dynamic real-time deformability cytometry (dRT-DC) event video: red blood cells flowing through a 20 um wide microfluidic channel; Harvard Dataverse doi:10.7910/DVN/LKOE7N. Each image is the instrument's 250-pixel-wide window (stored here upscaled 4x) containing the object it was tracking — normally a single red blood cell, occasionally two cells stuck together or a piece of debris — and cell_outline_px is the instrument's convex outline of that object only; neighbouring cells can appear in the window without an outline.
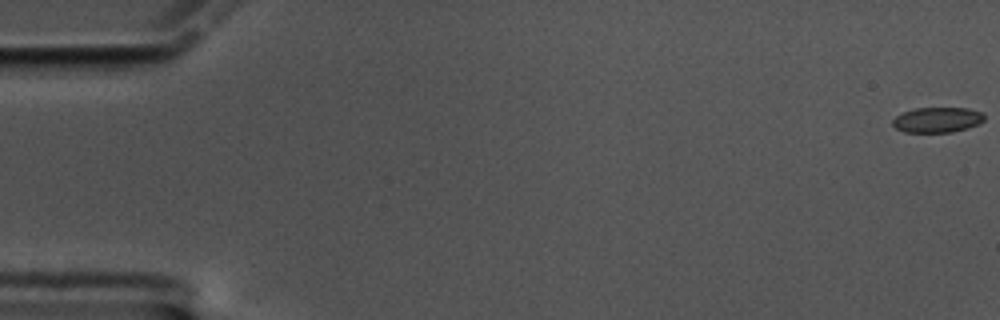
{"species": "common noctule bat (a hibernating species)", "species_latin": "Nyctalus noctula", "temperature_condition": "cold", "stored_images_in_passage": 61, "camera_frame_rate_fps": 3000, "um_per_image_px": 0.085, "animal": {"sex": "male", "body_mass_g": 17.5, "forearm_length_mm": 52.3}, "frame": {"image": 1, "passage_image": 1, "time_ms": 0.0, "image_size_px": [1000, 320], "cell_outline_px": [[984, 120], [968, 128], [952, 132], [904, 132], [896, 128], [892, 124], [892, 120], [896, 116], [904, 112], [916, 108], [968, 108], [980, 112], [984, 116]], "centroid_in_image_um": [79.65, 10.19], "position_along_channel_um": 5.4, "area_um2": 13.35}}
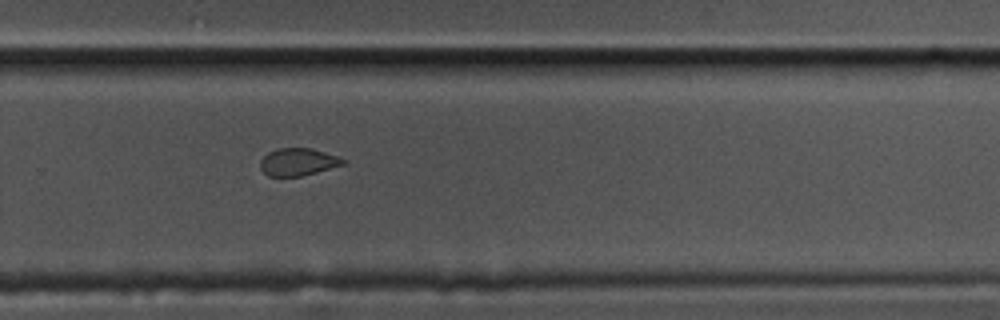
{"frame": {"image": 2, "passage_image": 41, "time_ms": 13.333, "image_size_px": [1000, 320], "cell_outline_px": [[344, 164], [316, 172], [300, 176], [268, 176], [260, 168], [260, 160], [268, 152], [280, 148], [312, 148], [336, 156], [344, 160]], "centroid_in_image_um": [25.28, 13.76], "position_along_channel_um": 304.5, "area_um2": 13.01}}
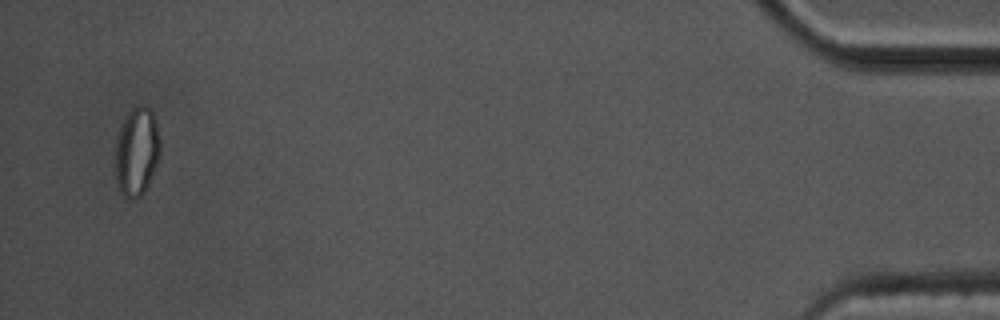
{"frame": {"image": 3, "passage_image": 59, "time_ms": 19.333, "image_size_px": [1000, 320], "cell_outline_px": [[160, 152], [156, 164], [148, 184], [144, 192], [140, 196], [128, 200], [120, 192], [116, 180], [116, 140], [120, 124], [124, 116], [136, 104], [144, 104], [152, 108], [160, 140]], "centroid_in_image_um": [11.61, 12.83], "position_along_channel_um": 423.6, "area_um2": 23.41}, "authors_computed_cell_mechanics": {"area_um2": 14.3922, "velocity_mm_per_s": 3.3761, "shape_relaxation_time_tau1_ms": null, "shape_relaxation_time_tau2_ms": 1.5527, "deformation_change_tau1": null, "deformation_change_tau2": 0.0521}}